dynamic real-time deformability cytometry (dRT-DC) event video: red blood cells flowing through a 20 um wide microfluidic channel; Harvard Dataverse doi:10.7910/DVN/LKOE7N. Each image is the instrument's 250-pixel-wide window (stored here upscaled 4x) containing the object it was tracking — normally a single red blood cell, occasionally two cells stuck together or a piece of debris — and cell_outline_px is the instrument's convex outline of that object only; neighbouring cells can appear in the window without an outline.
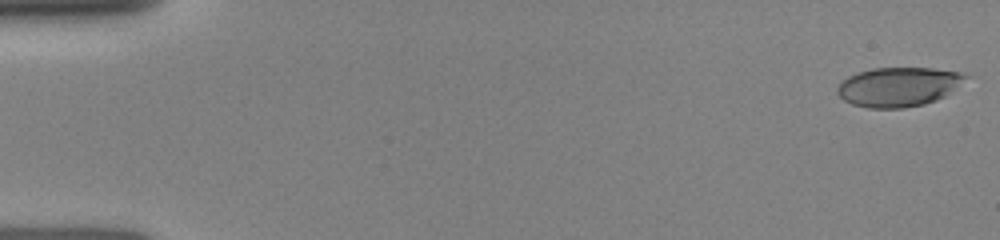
{"species": "human", "species_latin": "Homo sapiens", "temperature_condition": "room temperature", "stored_images_in_passage": 37, "camera_frame_rate_fps": 3000, "um_per_image_px": 0.085, "donor": {"sex": "female"}, "frame": {"image": 1, "passage_image": 1, "time_ms": 0.0, "image_size_px": [1000, 240], "cell_outline_px": [[968, 76], [944, 96], [936, 100], [924, 104], [904, 108], [868, 108], [852, 104], [844, 100], [836, 92], [836, 88], [848, 76], [872, 68], [932, 68], [960, 72]], "centroid_in_image_um": [76.33, 7.38], "position_along_channel_um": 8.7, "area_um2": 29.02}}
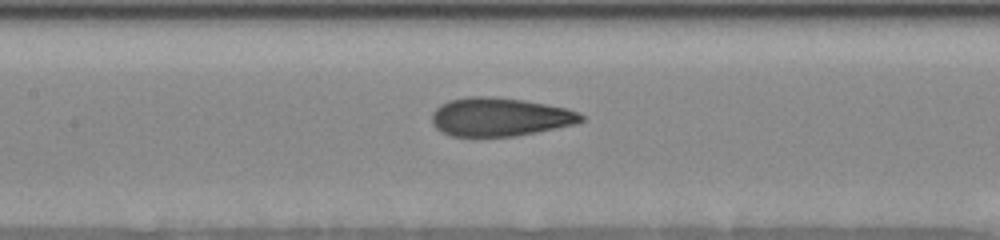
{"frame": {"image": 2, "passage_image": 20, "time_ms": 7.333, "image_size_px": [1000, 240], "cell_outline_px": [[584, 120], [576, 124], [516, 136], [452, 136], [436, 128], [432, 124], [432, 112], [440, 104], [448, 100], [468, 96], [492, 96], [524, 100], [568, 108], [584, 116]], "centroid_in_image_um": [42.48, 9.93], "position_along_channel_um": 164.9, "area_um2": 33.58}}
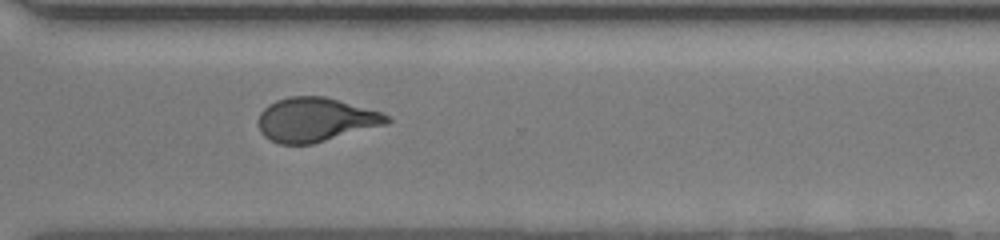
{"frame": {"image": 3, "passage_image": 36, "time_ms": 11.667, "image_size_px": [1000, 240], "cell_outline_px": [[392, 120], [388, 124], [312, 144], [280, 144], [264, 136], [260, 132], [260, 112], [268, 104], [276, 100], [288, 96], [324, 96], [380, 112], [388, 116]], "centroid_in_image_um": [26.82, 10.17], "position_along_channel_um": 343.8, "area_um2": 32.77}}